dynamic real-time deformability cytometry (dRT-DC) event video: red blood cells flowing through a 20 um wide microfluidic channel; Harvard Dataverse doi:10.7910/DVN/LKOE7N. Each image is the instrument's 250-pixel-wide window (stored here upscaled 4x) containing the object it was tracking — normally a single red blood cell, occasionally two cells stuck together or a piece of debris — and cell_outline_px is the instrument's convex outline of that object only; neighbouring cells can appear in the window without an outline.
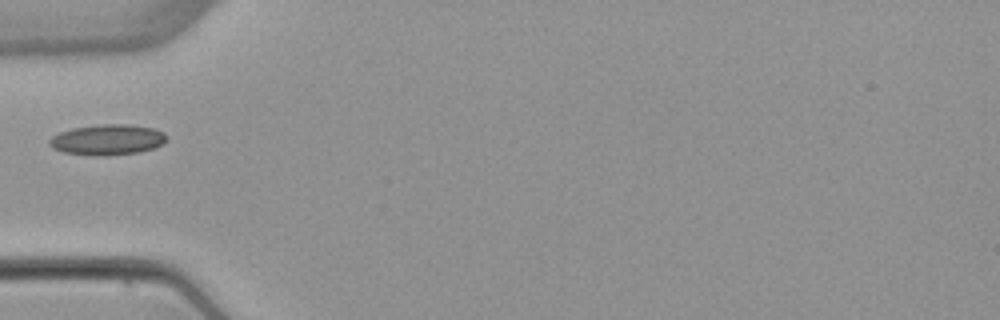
{"species": "common noctule bat (a hibernating species)", "species_latin": "Nyctalus noctula", "temperature_condition": "warm", "stored_images_in_passage": 5, "camera_frame_rate_fps": 3000, "um_per_image_px": 0.085, "animal": {"sex": "female", "body_mass_g": 22.7, "forearm_length_mm": 54.2}, "frame": {"image": 1, "passage_image": 4, "time_ms": 5.333, "image_size_px": [1000, 320], "cell_outline_px": [[164, 140], [160, 144], [152, 148], [140, 152], [108, 156], [92, 156], [64, 152], [52, 148], [48, 144], [48, 140], [52, 136], [60, 132], [72, 128], [104, 124], [128, 124], [152, 128], [164, 132]], "centroid_in_image_um": [9.07, 11.88], "position_along_channel_um": 75.9, "area_um2": 20.81}}
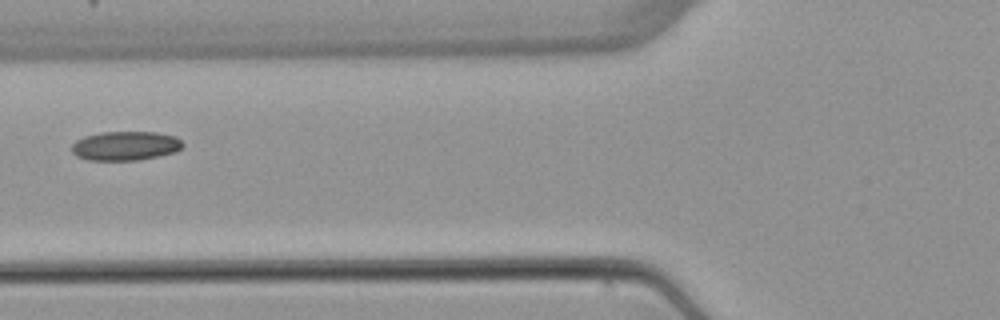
{"frame": {"image": 2, "passage_image": 5, "time_ms": 6.333, "image_size_px": [1000, 320], "cell_outline_px": [[184, 144], [176, 152], [160, 156], [140, 160], [88, 160], [76, 156], [72, 152], [72, 144], [76, 140], [84, 136], [100, 132], [156, 132], [176, 136]], "centroid_in_image_um": [10.66, 12.4], "position_along_channel_um": 115.1, "area_um2": 19.02}}